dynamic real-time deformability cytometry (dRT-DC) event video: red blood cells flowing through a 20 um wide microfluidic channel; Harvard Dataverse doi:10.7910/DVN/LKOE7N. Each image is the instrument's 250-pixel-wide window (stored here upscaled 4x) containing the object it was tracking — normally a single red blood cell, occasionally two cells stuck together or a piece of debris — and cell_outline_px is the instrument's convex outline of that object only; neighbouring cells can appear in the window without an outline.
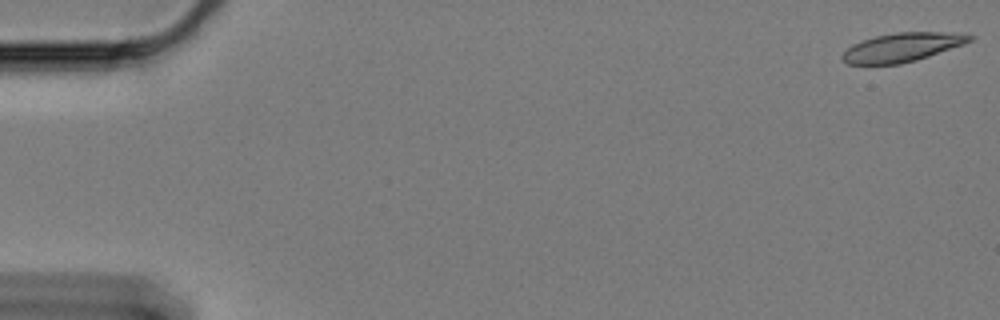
{"species": "Egyptian fruit bat (a non-hibernating species)", "species_latin": "Rousettus aegyptiacus", "temperature_condition": "cold", "stored_images_in_passage": 61, "camera_frame_rate_fps": 3000, "um_per_image_px": 0.085, "animal": {"sex": "female"}, "frame": {"image": 1, "passage_image": 1, "time_ms": 0.0, "image_size_px": [1000, 320], "cell_outline_px": [[976, 36], [972, 40], [964, 44], [916, 60], [900, 64], [848, 64], [840, 56], [852, 44], [860, 40], [876, 36], [896, 32], [952, 32]], "centroid_in_image_um": [76.69, 4.01], "position_along_channel_um": 8.3, "area_um2": 21.33}}
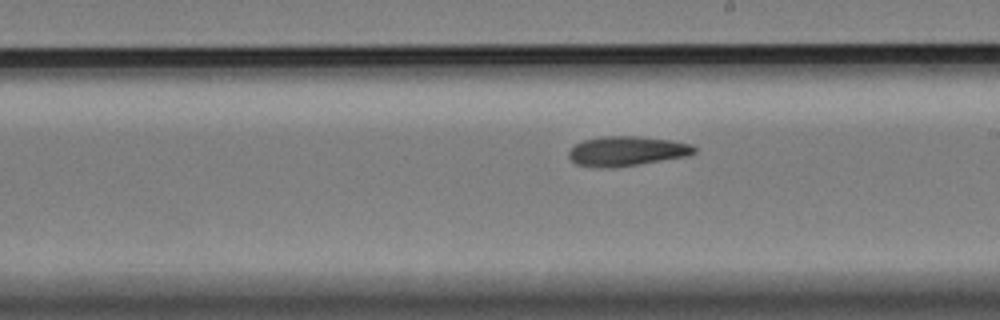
{"frame": {"image": 2, "passage_image": 35, "time_ms": 11.333, "image_size_px": [1000, 320], "cell_outline_px": [[696, 152], [688, 156], [640, 164], [612, 168], [596, 168], [576, 164], [568, 156], [568, 152], [576, 144], [584, 140], [604, 136], [640, 136], [672, 140], [692, 144], [696, 148]], "centroid_in_image_um": [53.3, 12.85], "position_along_channel_um": 235.7, "area_um2": 21.91}}
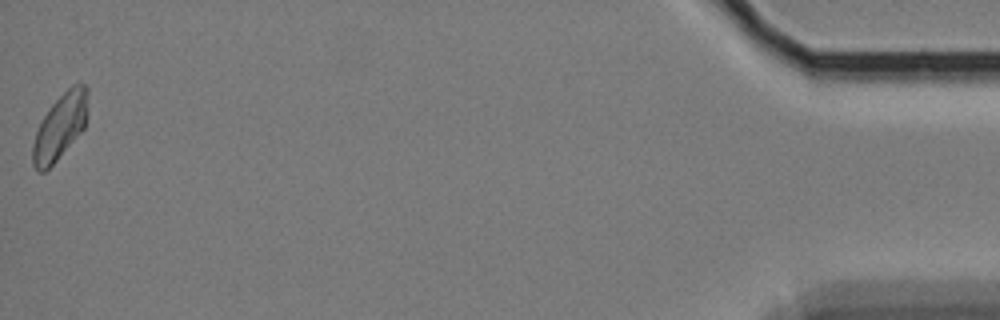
{"frame": {"image": 3, "passage_image": 61, "time_ms": 20.0, "image_size_px": [1000, 320], "cell_outline_px": [[88, 92], [84, 128], [56, 160], [44, 172], [40, 172], [32, 164], [32, 144], [36, 132], [48, 108], [76, 80], [84, 84], [88, 88]], "centroid_in_image_um": [5.1, 10.72], "position_along_channel_um": 430.1, "area_um2": 20.75}, "authors_computed_cell_mechanics": {"area_um2": 21.6172, "velocity_mm_per_s": 3.2783, "shape_relaxation_time_tau1_ms": null, "shape_relaxation_time_tau2_ms": 8.9041, "deformation_change_tau1": null, "deformation_change_tau2": 0.145}}